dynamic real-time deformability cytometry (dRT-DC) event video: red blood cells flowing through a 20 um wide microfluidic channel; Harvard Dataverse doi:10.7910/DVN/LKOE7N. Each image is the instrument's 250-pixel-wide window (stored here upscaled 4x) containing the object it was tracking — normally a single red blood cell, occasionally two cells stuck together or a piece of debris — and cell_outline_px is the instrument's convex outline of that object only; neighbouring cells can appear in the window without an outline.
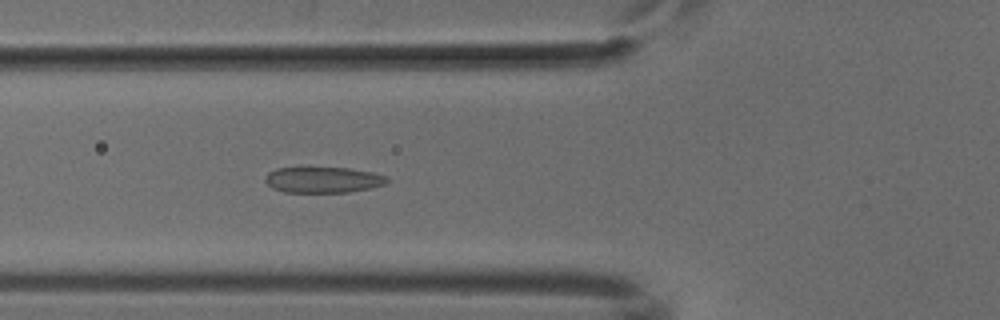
{"species": "common noctule bat (a hibernating species)", "species_latin": "Nyctalus noctula", "temperature_condition": "cold", "stored_images_in_passage": 39, "camera_frame_rate_fps": 3000, "um_per_image_px": 0.085, "animal": {"sex": "male", "body_mass_g": 18.8}, "frame": {"image": 1, "passage_image": 19, "time_ms": 6.0, "image_size_px": [1000, 320], "cell_outline_px": [[388, 180], [384, 184], [372, 188], [348, 192], [284, 192], [272, 188], [264, 180], [264, 176], [268, 172], [276, 168], [348, 168], [372, 172], [388, 176]], "centroid_in_image_um": [27.45, 15.29], "position_along_channel_um": 98.4, "area_um2": 18.38}}
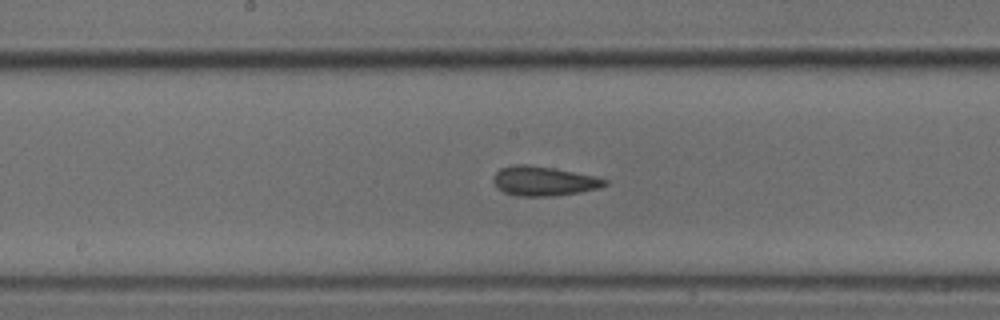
{"frame": {"image": 2, "passage_image": 27, "time_ms": 8.667, "image_size_px": [1000, 320], "cell_outline_px": [[608, 184], [600, 188], [580, 192], [556, 196], [516, 196], [504, 192], [492, 180], [492, 176], [500, 168], [512, 164], [528, 164], [556, 168], [596, 176], [608, 180]], "centroid_in_image_um": [46.23, 15.38], "position_along_channel_um": 202.0, "area_um2": 19.42}}
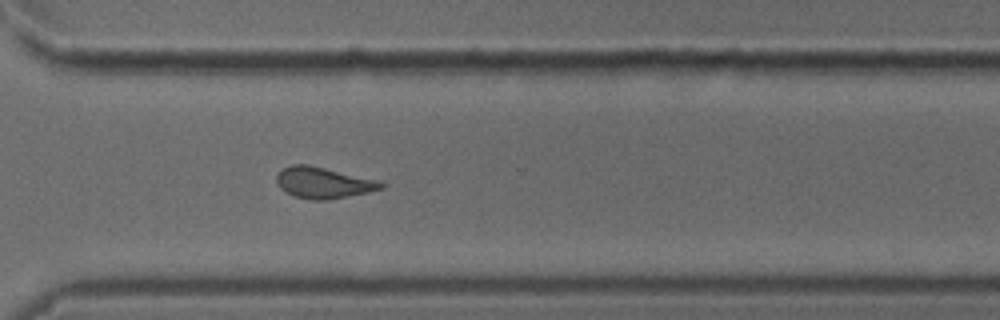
{"frame": {"image": 3, "passage_image": 38, "time_ms": 12.333, "image_size_px": [1000, 320], "cell_outline_px": [[384, 188], [368, 192], [328, 200], [312, 200], [292, 196], [280, 188], [276, 180], [276, 176], [284, 168], [292, 164], [308, 164], [376, 180], [384, 184]], "centroid_in_image_um": [27.45, 15.54], "position_along_channel_um": 343.2, "area_um2": 18.79}}